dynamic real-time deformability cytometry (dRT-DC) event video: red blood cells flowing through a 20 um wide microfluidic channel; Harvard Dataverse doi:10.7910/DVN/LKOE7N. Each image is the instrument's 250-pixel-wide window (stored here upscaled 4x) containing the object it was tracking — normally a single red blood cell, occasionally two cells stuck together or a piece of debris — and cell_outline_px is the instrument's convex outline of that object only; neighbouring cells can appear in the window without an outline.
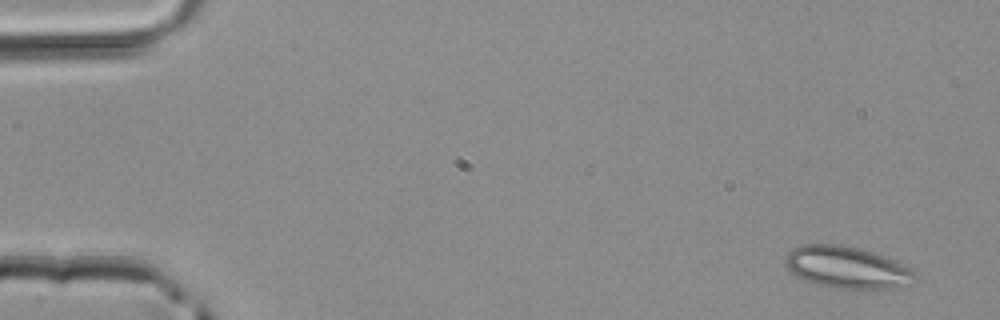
{"species": "common noctule bat (a hibernating species)", "species_latin": "Nyctalus noctula", "temperature_condition": "room temperature", "stored_images_in_passage": 4, "camera_frame_rate_fps": 3000, "um_per_image_px": 0.085, "animal": {"sex": "male", "body_mass_g": 20.4}, "frame": {"image": 1, "passage_image": 1, "time_ms": 0.0, "image_size_px": [1000, 320], "cell_outline_px": [[916, 280], [908, 284], [896, 288], [828, 288], [804, 280], [788, 272], [784, 264], [784, 260], [788, 252], [792, 248], [804, 244], [840, 244], [872, 252], [892, 260], [916, 272]], "centroid_in_image_um": [71.91, 22.73], "position_along_channel_um": 13.1, "area_um2": 31.62}}